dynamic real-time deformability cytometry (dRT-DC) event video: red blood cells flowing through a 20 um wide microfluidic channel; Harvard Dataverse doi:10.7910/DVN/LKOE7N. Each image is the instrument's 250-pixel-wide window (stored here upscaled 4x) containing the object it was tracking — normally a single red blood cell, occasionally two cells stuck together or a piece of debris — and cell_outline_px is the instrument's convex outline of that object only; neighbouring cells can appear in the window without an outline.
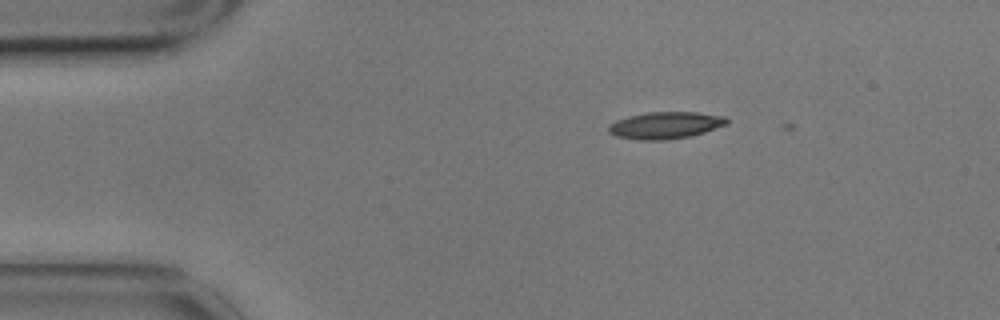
{"species": "common noctule bat (a hibernating species)", "species_latin": "Nyctalus noctula", "temperature_condition": "cold", "stored_images_in_passage": 3, "camera_frame_rate_fps": 3000, "um_per_image_px": 0.085, "animal": {"sex": "male", "body_mass_g": 17.9}, "frame": {"image": 1, "passage_image": 2, "time_ms": 0.333, "image_size_px": [1000, 320], "cell_outline_px": [[728, 124], [692, 136], [664, 140], [640, 140], [616, 136], [608, 132], [608, 124], [616, 120], [628, 116], [648, 112], [696, 112], [724, 116], [728, 120]], "centroid_in_image_um": [56.54, 10.65], "position_along_channel_um": 28.5, "area_um2": 18.61}}